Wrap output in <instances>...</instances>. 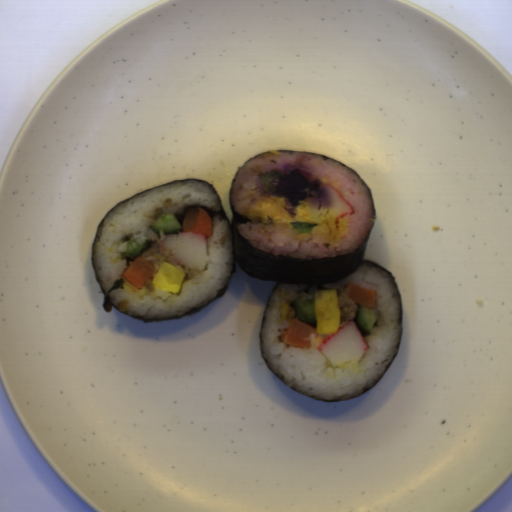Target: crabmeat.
<instances>
[{
  "label": "crabmeat",
  "instance_id": "1",
  "mask_svg": "<svg viewBox=\"0 0 512 512\" xmlns=\"http://www.w3.org/2000/svg\"><path fill=\"white\" fill-rule=\"evenodd\" d=\"M367 347L365 336L353 319L338 328L335 334L323 339L316 349L323 353L334 367H338L357 363Z\"/></svg>",
  "mask_w": 512,
  "mask_h": 512
},
{
  "label": "crabmeat",
  "instance_id": "2",
  "mask_svg": "<svg viewBox=\"0 0 512 512\" xmlns=\"http://www.w3.org/2000/svg\"><path fill=\"white\" fill-rule=\"evenodd\" d=\"M161 251L172 250L173 262L191 270L202 271L208 261L206 235L192 231L165 234L159 242Z\"/></svg>",
  "mask_w": 512,
  "mask_h": 512
},
{
  "label": "crabmeat",
  "instance_id": "3",
  "mask_svg": "<svg viewBox=\"0 0 512 512\" xmlns=\"http://www.w3.org/2000/svg\"><path fill=\"white\" fill-rule=\"evenodd\" d=\"M305 202L308 217L315 220L332 217L337 228L342 218L355 213L342 195L328 184H324L313 198H308Z\"/></svg>",
  "mask_w": 512,
  "mask_h": 512
}]
</instances>
